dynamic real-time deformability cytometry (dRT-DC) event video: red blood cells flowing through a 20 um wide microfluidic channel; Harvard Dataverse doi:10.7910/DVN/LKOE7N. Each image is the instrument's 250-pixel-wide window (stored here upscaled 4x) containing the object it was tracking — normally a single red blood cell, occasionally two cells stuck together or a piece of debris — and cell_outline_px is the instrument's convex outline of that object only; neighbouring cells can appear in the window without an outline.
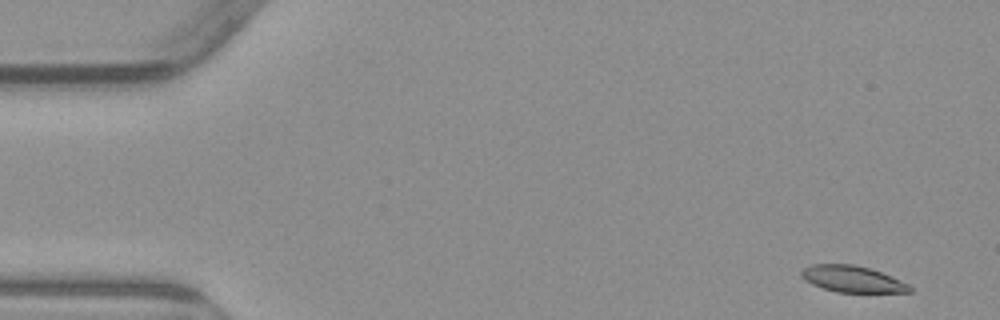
{"species": "common noctule bat (a hibernating species)", "species_latin": "Nyctalus noctula", "temperature_condition": "warm", "stored_images_in_passage": 9, "camera_frame_rate_fps": 3000, "um_per_image_px": 0.085, "animal": {"sex": "male", "body_mass_g": 23.1, "forearm_length_mm": 52.7}, "frame": {"image": 1, "passage_image": 1, "time_ms": 0.0, "image_size_px": [1000, 320], "cell_outline_px": [[912, 292], [836, 292], [812, 284], [804, 280], [800, 276], [800, 272], [804, 268], [812, 264], [852, 264], [868, 268], [892, 276], [908, 284], [912, 288]], "centroid_in_image_um": [72.43, 23.71], "position_along_channel_um": 12.6, "area_um2": 16.59}}
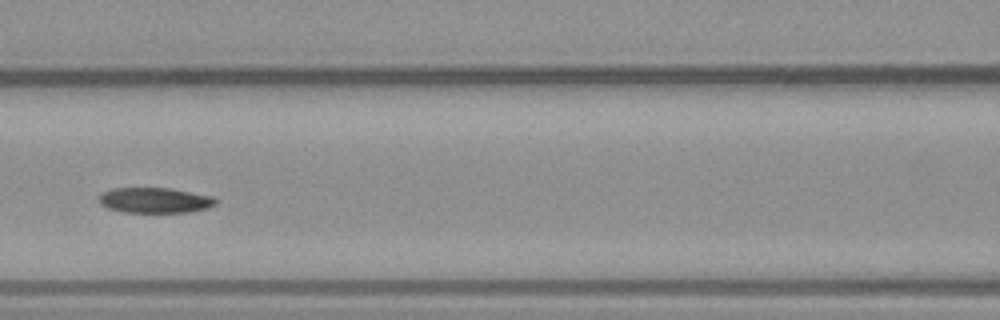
{"frame": {"image": 2, "passage_image": 7, "time_ms": 7.0, "image_size_px": [1000, 320], "cell_outline_px": [[220, 200], [216, 204], [208, 208], [188, 212], [124, 212], [108, 208], [100, 204], [100, 196], [104, 192], [112, 188], [168, 188], [212, 196]], "centroid_in_image_um": [13.2, 17.02], "position_along_channel_um": 153.4, "area_um2": 17.17}}
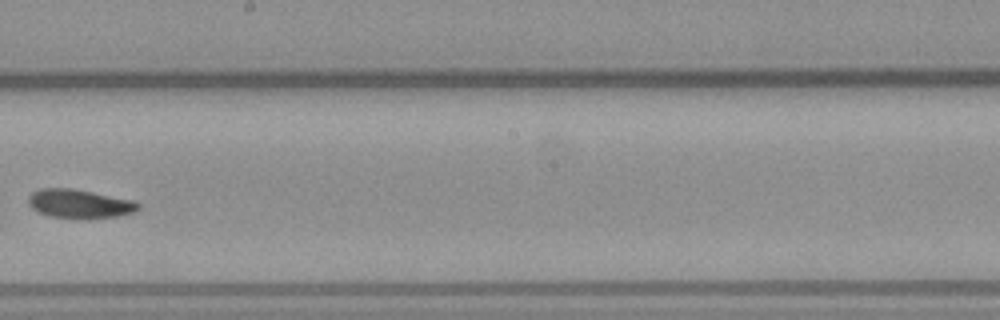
{"frame": {"image": 3, "passage_image": 9, "time_ms": 9.333, "image_size_px": [1000, 320], "cell_outline_px": [[140, 208], [136, 212], [116, 216], [48, 216], [32, 208], [28, 204], [28, 196], [32, 192], [40, 188], [72, 188], [132, 200], [140, 204]], "centroid_in_image_um": [6.73, 17.27], "position_along_channel_um": 241.5, "area_um2": 17.74}}